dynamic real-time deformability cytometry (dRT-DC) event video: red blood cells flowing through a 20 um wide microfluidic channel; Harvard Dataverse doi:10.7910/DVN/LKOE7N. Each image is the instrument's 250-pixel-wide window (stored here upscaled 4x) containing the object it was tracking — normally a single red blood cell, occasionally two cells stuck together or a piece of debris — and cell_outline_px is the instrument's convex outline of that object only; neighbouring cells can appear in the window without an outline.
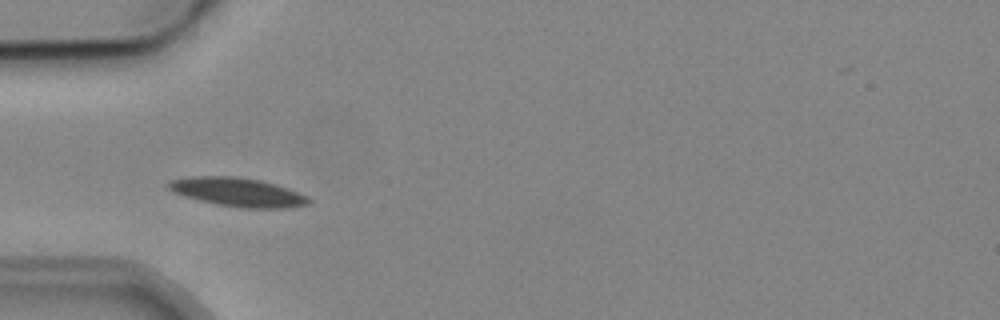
{"species": "common noctule bat (a hibernating species)", "species_latin": "Nyctalus noctula", "temperature_condition": "cold", "stored_images_in_passage": 6, "camera_frame_rate_fps": 3000, "um_per_image_px": 0.085, "animal": {"sex": "male", "body_mass_g": 19.2, "forearm_length_mm": 51.8}, "frame": {"image": 1, "passage_image": 3, "time_ms": 2.667, "image_size_px": [1000, 320], "cell_outline_px": [[312, 200], [308, 204], [284, 208], [240, 208], [216, 204], [184, 196], [172, 192], [164, 184], [168, 180], [192, 176], [232, 176], [260, 180], [276, 184], [300, 192], [308, 196]], "centroid_in_image_um": [20.18, 16.32], "position_along_channel_um": 64.8, "area_um2": 23.76}}
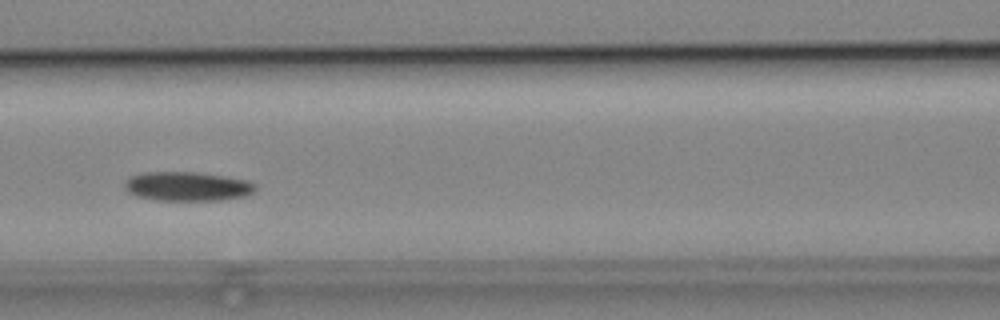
{"frame": {"image": 2, "passage_image": 5, "time_ms": 5.0, "image_size_px": [1000, 320], "cell_outline_px": [[256, 188], [252, 192], [244, 196], [224, 200], [156, 200], [136, 196], [128, 192], [124, 188], [124, 184], [132, 176], [144, 172], [196, 172], [224, 176], [244, 180], [256, 184]], "centroid_in_image_um": [15.91, 15.84], "position_along_channel_um": 150.7, "area_um2": 22.08}}
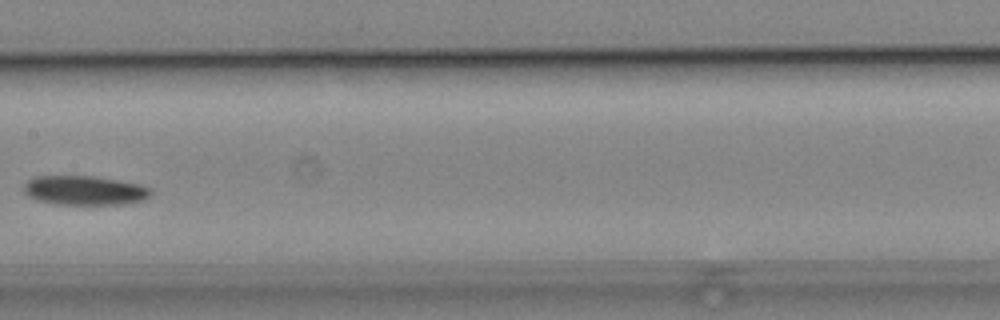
{"frame": {"image": 3, "passage_image": 6, "time_ms": 6.333, "image_size_px": [1000, 320], "cell_outline_px": [[152, 192], [144, 200], [124, 204], [56, 204], [36, 200], [28, 196], [24, 192], [24, 184], [28, 180], [36, 176], [92, 176], [140, 184], [152, 188]], "centroid_in_image_um": [7.19, 16.18], "position_along_channel_um": 200.2, "area_um2": 21.68}}